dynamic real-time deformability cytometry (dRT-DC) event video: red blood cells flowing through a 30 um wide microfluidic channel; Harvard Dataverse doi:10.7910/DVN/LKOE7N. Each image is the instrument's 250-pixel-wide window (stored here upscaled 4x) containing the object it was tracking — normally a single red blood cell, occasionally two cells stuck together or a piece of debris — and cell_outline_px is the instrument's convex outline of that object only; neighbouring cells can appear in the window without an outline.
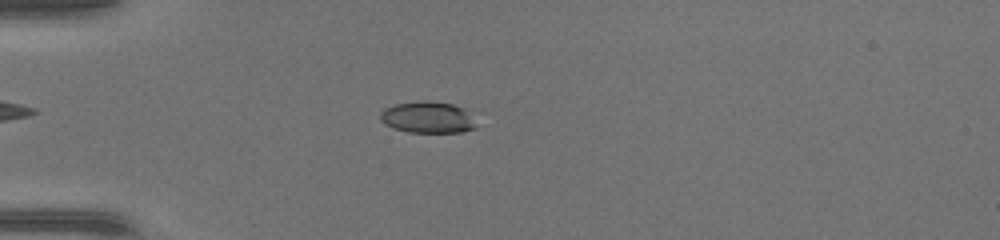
{"species": "common noctule bat (a hibernating species)", "species_latin": "Nyctalus noctula", "temperature_condition": "warm", "stored_images_in_passage": 45, "camera_frame_rate_fps": 3000, "um_per_image_px": 0.085, "animal": {"sex": "female", "body_mass_g": 17.0, "forearm_length_mm": 48.0}, "frame": {"image": 1, "passage_image": 11, "time_ms": 3.333, "image_size_px": [1000, 240], "cell_outline_px": [[476, 128], [460, 132], [408, 132], [392, 128], [384, 124], [380, 120], [380, 112], [384, 108], [396, 104], [424, 100], [428, 100], [452, 104], [464, 108], [472, 112], [476, 116]], "centroid_in_image_um": [36.4, 9.97], "position_along_channel_um": 48.6, "area_um2": 18.03}}
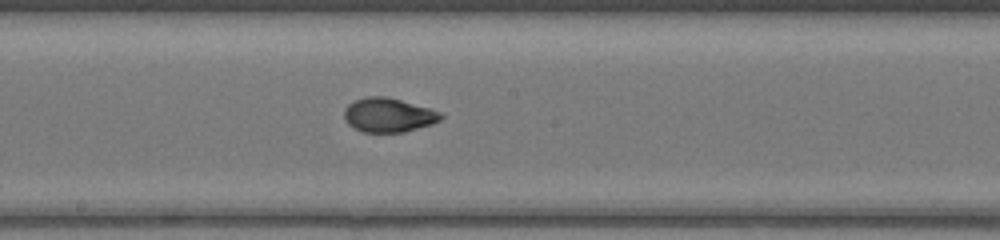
{"frame": {"image": 2, "passage_image": 24, "time_ms": 7.667, "image_size_px": [1000, 240], "cell_outline_px": [[444, 116], [440, 120], [432, 124], [404, 132], [360, 132], [352, 128], [348, 124], [344, 116], [344, 108], [348, 104], [356, 100], [368, 96], [384, 96], [432, 108], [440, 112]], "centroid_in_image_um": [33.01, 9.78], "position_along_channel_um": 215.2, "area_um2": 19.36}}
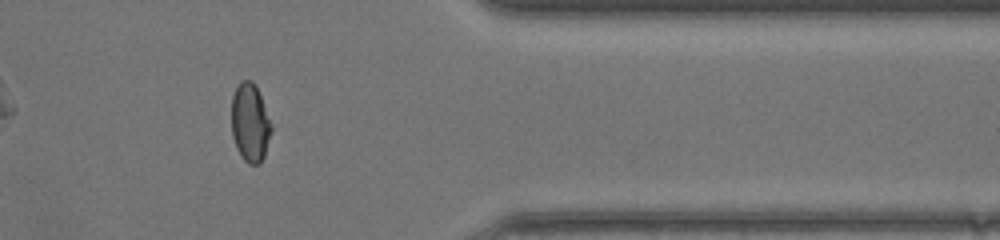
{"frame": {"image": 3, "passage_image": 37, "time_ms": 12.0, "image_size_px": [1000, 240], "cell_outline_px": [[272, 128], [264, 156], [260, 164], [248, 164], [240, 156], [236, 148], [232, 136], [232, 96], [240, 80], [252, 80], [256, 84], [272, 124]], "centroid_in_image_um": [21.26, 10.42], "position_along_channel_um": 390.1, "area_um2": 18.38}, "authors_computed_cell_mechanics": {"area_um2": 19.3052, "velocity_mm_per_s": 4.3682, "shape_relaxation_time_tau1_ms": 7.6512, "shape_relaxation_time_tau2_ms": 0.6126, "deformation_change_tau1": 0.265, "deformation_change_tau2": 0.0427}}